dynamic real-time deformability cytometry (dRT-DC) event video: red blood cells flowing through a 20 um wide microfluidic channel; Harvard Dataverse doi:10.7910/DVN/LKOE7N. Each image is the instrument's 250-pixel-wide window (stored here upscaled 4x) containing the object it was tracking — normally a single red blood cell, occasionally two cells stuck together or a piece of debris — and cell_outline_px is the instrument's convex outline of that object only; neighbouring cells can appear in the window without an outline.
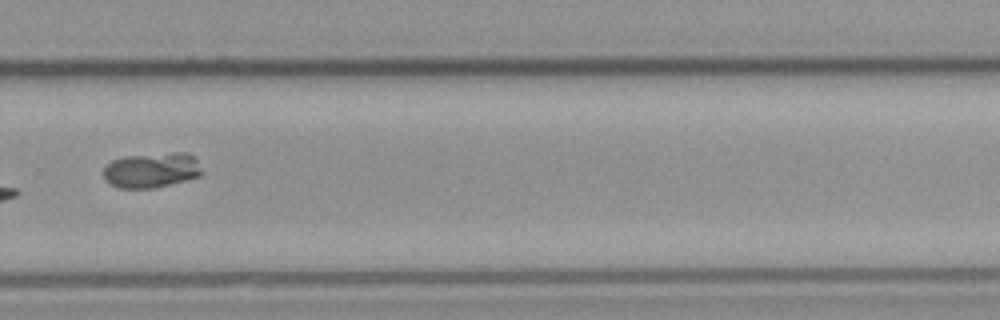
{"species": "common noctule bat (a hibernating species)", "species_latin": "Nyctalus noctula", "temperature_condition": "cold", "stored_images_in_passage": 11, "camera_frame_rate_fps": 3000, "um_per_image_px": 0.085, "animal": {"sex": "male", "body_mass_g": 23.1, "forearm_length_mm": 52.7}, "frame": {"image": 1, "passage_image": 11, "time_ms": 12.667, "image_size_px": [1000, 320], "cell_outline_px": [[204, 172], [200, 176], [152, 188], [120, 188], [104, 180], [104, 168], [112, 160], [124, 156], [172, 152], [188, 152], [196, 156]], "centroid_in_image_um": [12.93, 14.44], "position_along_channel_um": 316.9, "area_um2": 20.35}}